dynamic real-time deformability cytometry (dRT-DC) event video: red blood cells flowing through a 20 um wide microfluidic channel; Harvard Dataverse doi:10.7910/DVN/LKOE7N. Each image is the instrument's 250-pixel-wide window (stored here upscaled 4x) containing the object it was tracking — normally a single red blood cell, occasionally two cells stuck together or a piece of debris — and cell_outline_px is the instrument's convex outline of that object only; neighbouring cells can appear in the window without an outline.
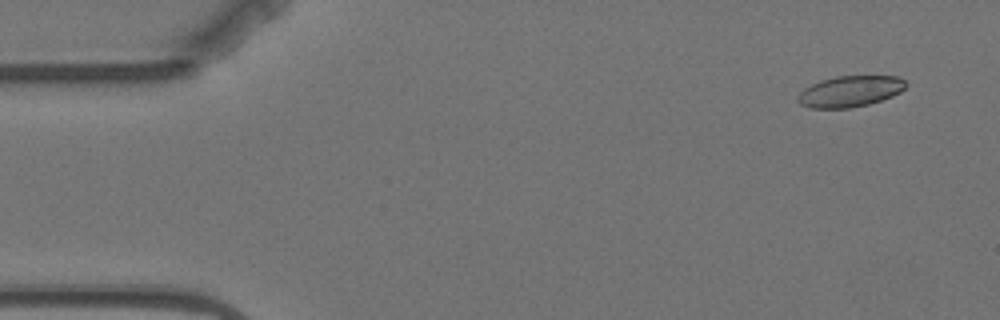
{"species": "Egyptian fruit bat (a non-hibernating species)", "species_latin": "Rousettus aegyptiacus", "temperature_condition": "warm", "stored_images_in_passage": 6, "camera_frame_rate_fps": 3000, "um_per_image_px": 0.085, "animal": {"sex": "female"}, "frame": {"image": 1, "passage_image": 2, "time_ms": 1.0, "image_size_px": [1000, 320], "cell_outline_px": [[908, 84], [900, 92], [892, 96], [868, 104], [848, 108], [812, 108], [800, 104], [796, 100], [796, 96], [804, 88], [820, 80], [836, 76], [900, 76]], "centroid_in_image_um": [72.24, 7.76], "position_along_channel_um": 12.8, "area_um2": 19.59}}
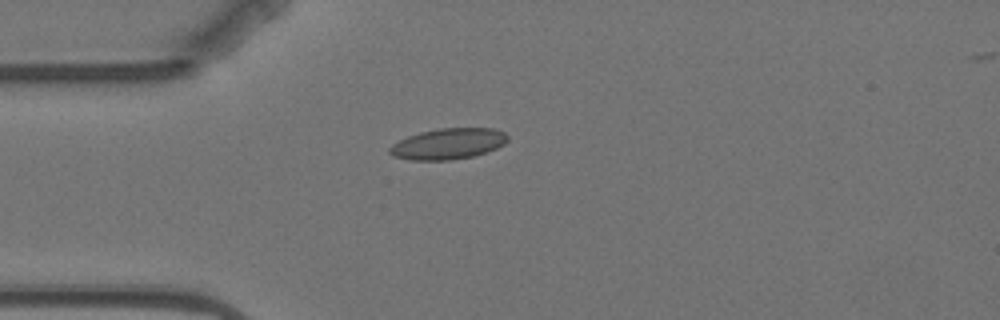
{"frame": {"image": 2, "passage_image": 5, "time_ms": 4.667, "image_size_px": [1000, 320], "cell_outline_px": [[508, 140], [504, 144], [496, 148], [472, 156], [448, 160], [408, 160], [392, 156], [388, 152], [388, 148], [392, 144], [408, 136], [420, 132], [440, 128], [492, 128], [504, 132], [508, 136]], "centroid_in_image_um": [38.06, 12.22], "position_along_channel_um": 46.9, "area_um2": 21.21}}